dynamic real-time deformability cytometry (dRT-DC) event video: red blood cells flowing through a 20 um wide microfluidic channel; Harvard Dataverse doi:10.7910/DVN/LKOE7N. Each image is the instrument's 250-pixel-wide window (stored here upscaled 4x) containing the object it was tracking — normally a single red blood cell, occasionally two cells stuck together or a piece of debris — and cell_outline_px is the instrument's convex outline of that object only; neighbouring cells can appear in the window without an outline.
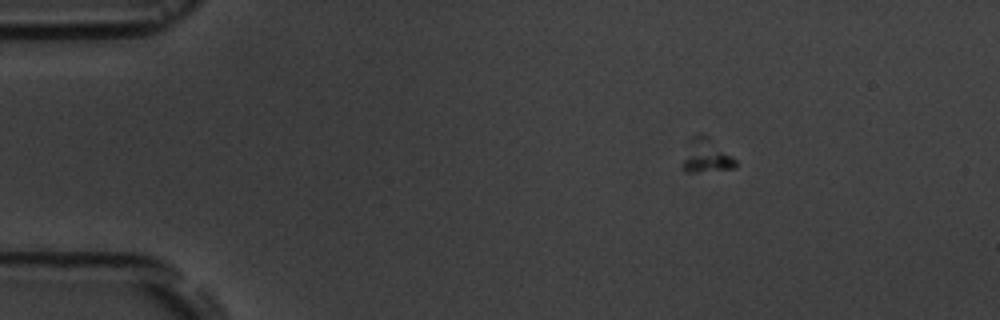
{"species": "common noctule bat (a hibernating species)", "species_latin": "Nyctalus noctula", "temperature_condition": "room temperature", "stored_images_in_passage": 5, "camera_frame_rate_fps": 3000, "um_per_image_px": 0.085, "animal": {"sex": "male", "body_mass_g": 19.5, "forearm_length_mm": 54.6}, "frame": {"image": 1, "passage_image": 3, "time_ms": 2.333, "image_size_px": [1000, 320], "cell_outline_px": [[736, 168], [692, 172], [688, 172], [680, 168], [680, 164], [688, 140], [692, 136], [700, 132], [708, 136], [736, 160]], "centroid_in_image_um": [59.95, 13.22], "position_along_channel_um": 25.0, "area_um2": 10.64}}